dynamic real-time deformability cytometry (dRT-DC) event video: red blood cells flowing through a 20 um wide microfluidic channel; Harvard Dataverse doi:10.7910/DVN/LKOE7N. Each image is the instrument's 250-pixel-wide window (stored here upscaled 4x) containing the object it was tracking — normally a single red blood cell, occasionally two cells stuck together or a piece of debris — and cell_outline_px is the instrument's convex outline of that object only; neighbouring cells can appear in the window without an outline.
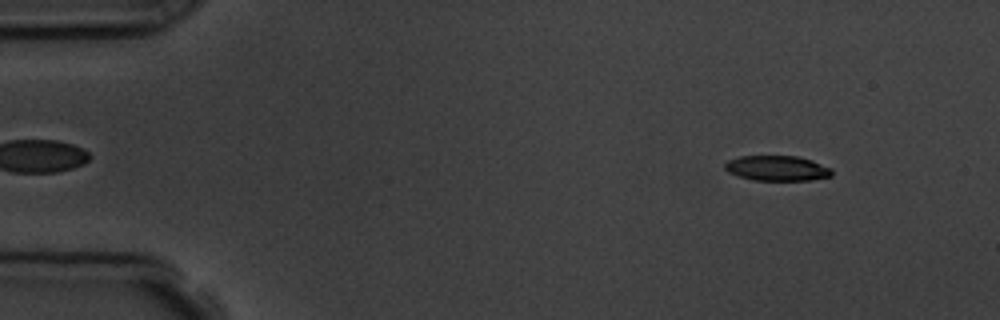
{"species": "common noctule bat (a hibernating species)", "species_latin": "Nyctalus noctula", "temperature_condition": "room temperature", "stored_images_in_passage": 3, "camera_frame_rate_fps": 3000, "um_per_image_px": 0.085, "animal": {"sex": "male", "body_mass_g": 19.5, "forearm_length_mm": 54.6}, "frame": {"image": 1, "passage_image": 1, "time_ms": 0.0, "image_size_px": [1000, 320], "cell_outline_px": [[832, 176], [812, 180], [752, 180], [728, 172], [724, 168], [724, 164], [728, 160], [740, 156], [796, 156], [812, 160], [832, 168]], "centroid_in_image_um": [66.07, 14.3], "position_along_channel_um": 18.9, "area_um2": 15.72}}
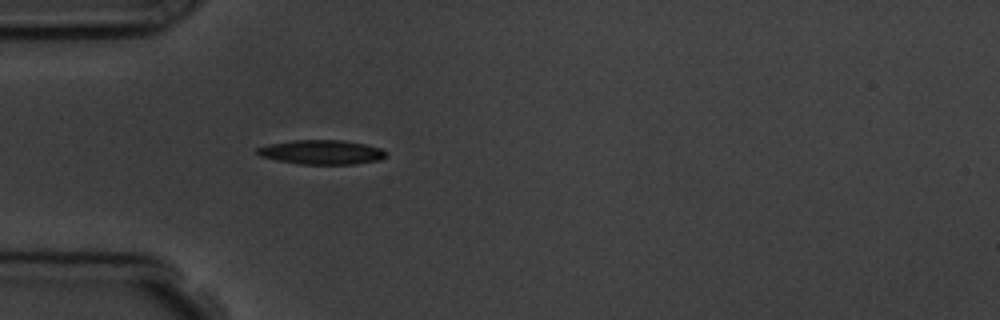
{"frame": {"image": 2, "passage_image": 3, "time_ms": 3.333, "image_size_px": [1000, 320], "cell_outline_px": [[388, 156], [380, 160], [352, 164], [300, 164], [276, 160], [260, 156], [256, 152], [256, 148], [268, 144], [292, 140], [344, 140], [364, 144], [380, 148], [388, 152]], "centroid_in_image_um": [27.34, 12.93], "position_along_channel_um": 57.7, "area_um2": 18.38}}